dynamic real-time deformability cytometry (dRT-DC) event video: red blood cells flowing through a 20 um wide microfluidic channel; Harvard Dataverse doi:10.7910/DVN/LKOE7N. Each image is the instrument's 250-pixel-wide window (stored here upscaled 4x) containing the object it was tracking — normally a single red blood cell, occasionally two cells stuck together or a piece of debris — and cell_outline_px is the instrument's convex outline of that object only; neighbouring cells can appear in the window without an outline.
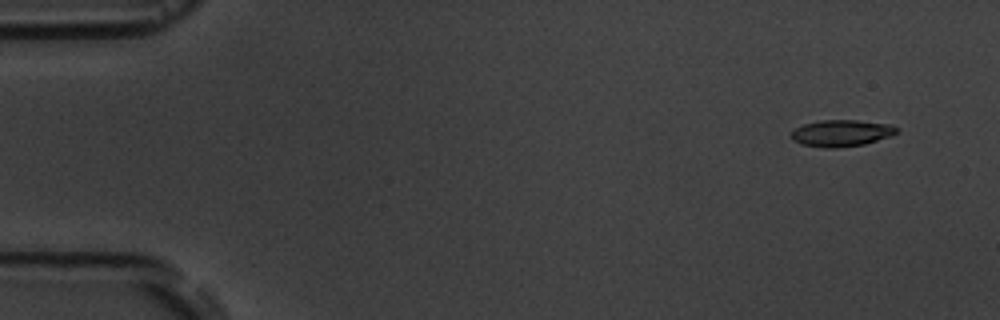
{"species": "common noctule bat (a hibernating species)", "species_latin": "Nyctalus noctula", "temperature_condition": "room temperature", "stored_images_in_passage": 7, "camera_frame_rate_fps": 3000, "um_per_image_px": 0.085, "animal": {"sex": "male", "body_mass_g": 19.5, "forearm_length_mm": 54.6}, "frame": {"image": 1, "passage_image": 1, "time_ms": 0.0, "image_size_px": [1000, 320], "cell_outline_px": [[900, 132], [892, 136], [864, 144], [836, 148], [824, 148], [800, 144], [792, 140], [792, 132], [796, 128], [804, 124], [820, 120], [856, 120], [892, 124], [900, 128]], "centroid_in_image_um": [71.58, 11.31], "position_along_channel_um": 13.4, "area_um2": 16.59}}
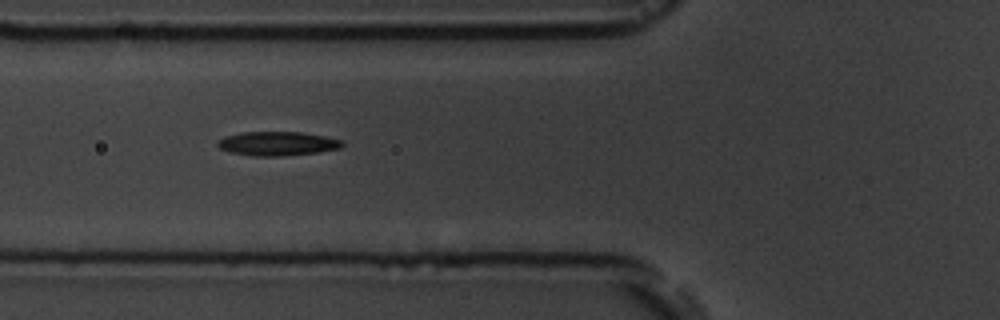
{"frame": {"image": 2, "passage_image": 6, "time_ms": 5.667, "image_size_px": [1000, 320], "cell_outline_px": [[344, 144], [340, 148], [316, 152], [280, 156], [252, 156], [232, 152], [220, 148], [216, 144], [224, 136], [240, 132], [300, 132], [324, 136], [344, 140]], "centroid_in_image_um": [23.58, 12.2], "position_along_channel_um": 102.2, "area_um2": 17.34}}
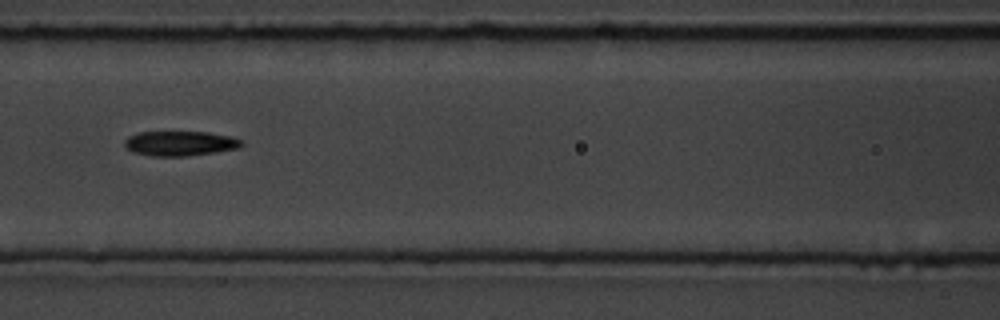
{"frame": {"image": 3, "passage_image": 7, "time_ms": 7.0, "image_size_px": [1000, 320], "cell_outline_px": [[244, 144], [240, 148], [216, 152], [184, 156], [152, 156], [132, 152], [124, 144], [124, 140], [128, 136], [136, 132], [208, 132], [232, 136], [244, 140]], "centroid_in_image_um": [15.34, 12.18], "position_along_channel_um": 151.3, "area_um2": 17.11}}